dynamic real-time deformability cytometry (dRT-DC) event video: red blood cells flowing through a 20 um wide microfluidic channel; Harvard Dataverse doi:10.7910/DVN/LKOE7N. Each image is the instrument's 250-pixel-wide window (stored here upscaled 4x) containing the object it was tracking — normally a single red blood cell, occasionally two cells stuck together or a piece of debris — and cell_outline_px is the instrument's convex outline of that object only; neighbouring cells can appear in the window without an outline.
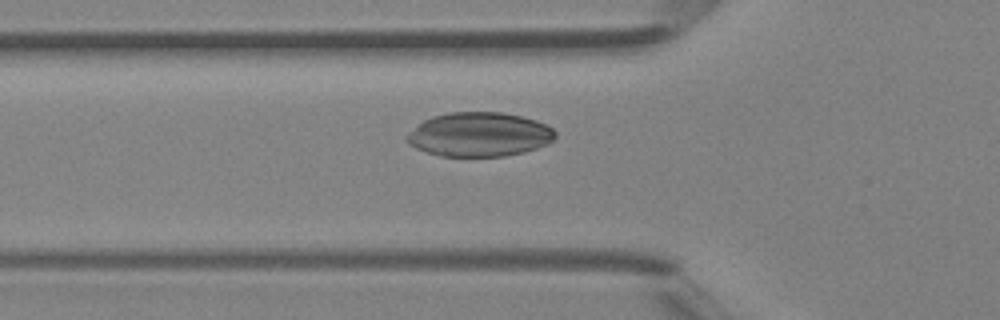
{"species": "Egyptian fruit bat (a non-hibernating species)", "species_latin": "Rousettus aegyptiacus", "temperature_condition": "room temperature", "stored_images_in_passage": 46, "camera_frame_rate_fps": 3000, "um_per_image_px": 0.085, "animal": {"sex": "female"}, "frame": {"image": 1, "passage_image": 16, "time_ms": 5.0, "image_size_px": [1000, 320], "cell_outline_px": [[556, 136], [548, 144], [524, 152], [504, 156], [440, 156], [416, 148], [408, 144], [404, 140], [404, 136], [408, 132], [424, 120], [432, 116], [448, 112], [504, 112], [536, 120], [552, 128], [556, 132]], "centroid_in_image_um": [40.71, 11.43], "position_along_channel_um": 85.1, "area_um2": 38.38}}
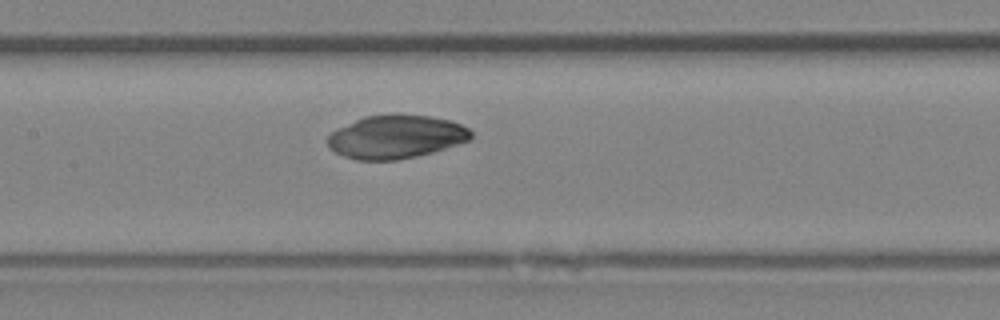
{"frame": {"image": 2, "passage_image": 22, "time_ms": 7.0, "image_size_px": [1000, 320], "cell_outline_px": [[472, 136], [468, 140], [432, 152], [416, 156], [396, 160], [356, 160], [344, 156], [328, 148], [328, 136], [332, 132], [364, 116], [392, 112], [400, 112], [432, 116], [448, 120], [460, 124], [468, 128], [472, 132]], "centroid_in_image_um": [33.65, 11.6], "position_along_channel_um": 173.8, "area_um2": 36.41}}
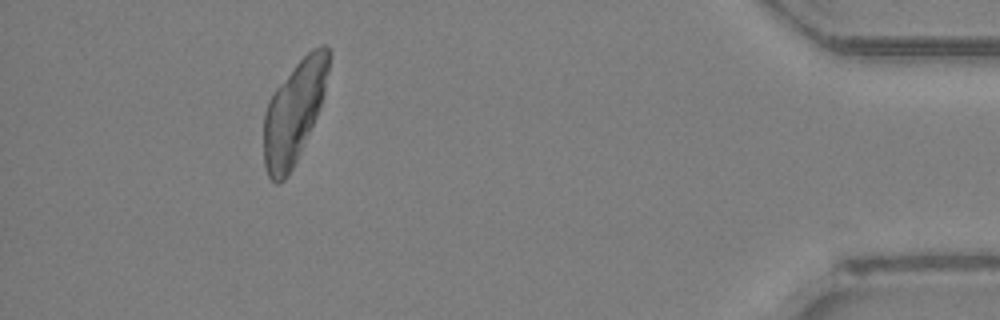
{"frame": {"image": 3, "passage_image": 42, "time_ms": 13.667, "image_size_px": [1000, 320], "cell_outline_px": [[328, 72], [324, 92], [316, 116], [296, 160], [292, 168], [284, 180], [276, 184], [268, 176], [264, 164], [264, 112], [268, 100], [276, 88], [296, 64], [312, 48], [320, 44], [324, 44], [328, 48]], "centroid_in_image_um": [24.96, 9.53], "position_along_channel_um": 410.2, "area_um2": 37.74}}